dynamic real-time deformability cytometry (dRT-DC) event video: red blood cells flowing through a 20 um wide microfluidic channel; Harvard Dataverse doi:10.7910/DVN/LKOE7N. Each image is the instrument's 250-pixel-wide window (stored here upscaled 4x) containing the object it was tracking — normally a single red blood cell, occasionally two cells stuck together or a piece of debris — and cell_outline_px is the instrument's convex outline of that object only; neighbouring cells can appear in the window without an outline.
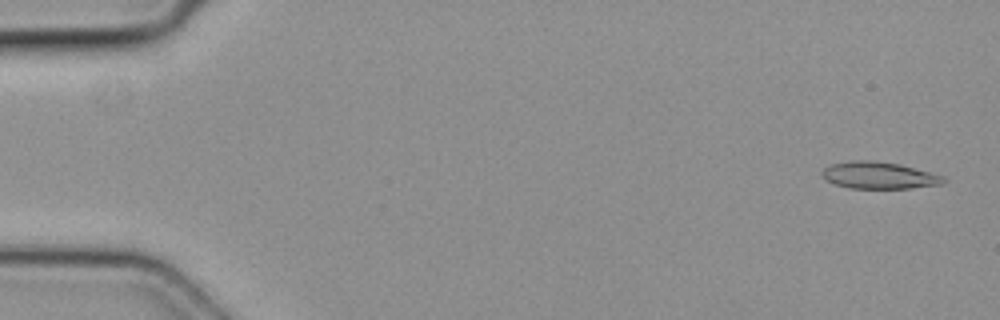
{"species": "common noctule bat (a hibernating species)", "species_latin": "Nyctalus noctula", "temperature_condition": "cold", "stored_images_in_passage": 9, "camera_frame_rate_fps": 3000, "um_per_image_px": 0.085, "animal": {"sex": "female", "body_mass_g": 19.3, "forearm_length_mm": 54.1}, "frame": {"image": 1, "passage_image": 2, "time_ms": 0.333, "image_size_px": [1000, 320], "cell_outline_px": [[948, 180], [944, 184], [912, 188], [848, 188], [824, 180], [820, 176], [820, 172], [824, 168], [832, 164], [852, 160], [872, 160], [900, 164], [944, 176]], "centroid_in_image_um": [74.7, 14.91], "position_along_channel_um": 10.3, "area_um2": 19.25}}